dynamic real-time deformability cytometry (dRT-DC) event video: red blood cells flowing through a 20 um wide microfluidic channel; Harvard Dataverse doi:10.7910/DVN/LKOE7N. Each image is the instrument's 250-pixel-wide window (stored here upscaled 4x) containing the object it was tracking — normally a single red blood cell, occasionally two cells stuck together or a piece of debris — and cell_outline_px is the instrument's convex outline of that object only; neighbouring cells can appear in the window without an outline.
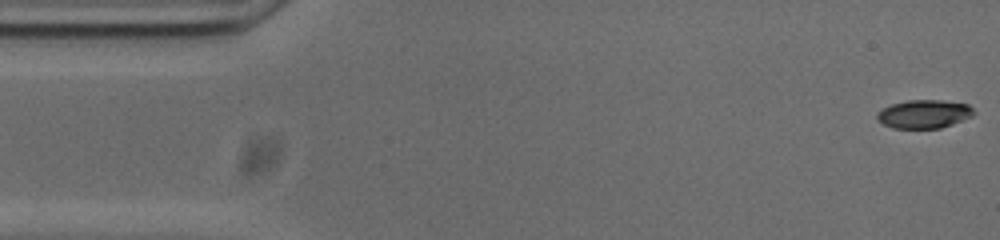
{"species": "common noctule bat (a hibernating species)", "species_latin": "Nyctalus noctula", "temperature_condition": "cold", "stored_images_in_passage": 53, "camera_frame_rate_fps": 3000, "um_per_image_px": 0.085, "animal": {"sex": "male", "body_mass_g": 20.0, "forearm_length_mm": 53.3}, "frame": {"image": 1, "passage_image": 1, "time_ms": 0.0, "image_size_px": [1000, 240], "cell_outline_px": [[976, 112], [972, 116], [952, 124], [940, 128], [892, 128], [884, 124], [876, 116], [876, 112], [892, 104], [908, 100], [940, 100], [968, 104]], "centroid_in_image_um": [78.56, 9.69], "position_along_channel_um": 6.4, "area_um2": 15.9}}
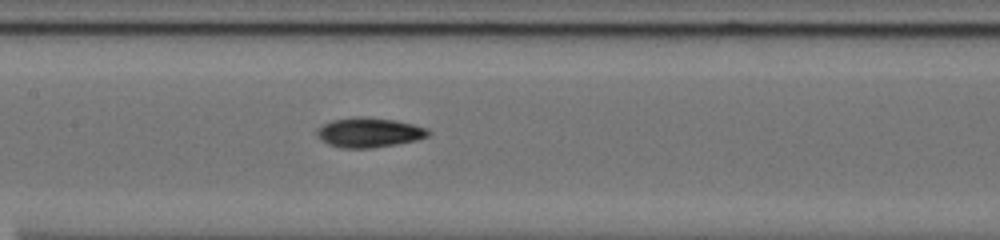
{"frame": {"image": 2, "passage_image": 24, "time_ms": 7.667, "image_size_px": [1000, 240], "cell_outline_px": [[428, 136], [416, 140], [396, 144], [372, 148], [340, 148], [328, 144], [320, 140], [316, 136], [316, 128], [332, 120], [356, 116], [364, 116], [396, 120], [428, 128]], "centroid_in_image_um": [31.32, 11.26], "position_along_channel_um": 176.1, "area_um2": 19.42}}
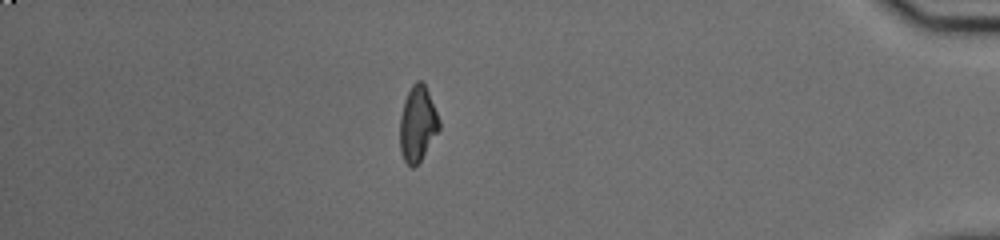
{"frame": {"image": 3, "passage_image": 46, "time_ms": 15.0, "image_size_px": [1000, 240], "cell_outline_px": [[440, 128], [420, 160], [412, 168], [404, 160], [400, 152], [400, 116], [404, 100], [412, 84], [416, 80], [420, 80], [424, 84], [428, 92], [440, 120]], "centroid_in_image_um": [35.48, 10.51], "position_along_channel_um": 399.7, "area_um2": 17.05}, "authors_computed_cell_mechanics": {"area_um2": 17.5134, "velocity_mm_per_s": 3.7536, "shape_relaxation_time_tau1_ms": 3.924, "shape_relaxation_time_tau2_ms": 5.565, "deformation_change_tau1": 0.1542, "deformation_change_tau2": 0.09}}